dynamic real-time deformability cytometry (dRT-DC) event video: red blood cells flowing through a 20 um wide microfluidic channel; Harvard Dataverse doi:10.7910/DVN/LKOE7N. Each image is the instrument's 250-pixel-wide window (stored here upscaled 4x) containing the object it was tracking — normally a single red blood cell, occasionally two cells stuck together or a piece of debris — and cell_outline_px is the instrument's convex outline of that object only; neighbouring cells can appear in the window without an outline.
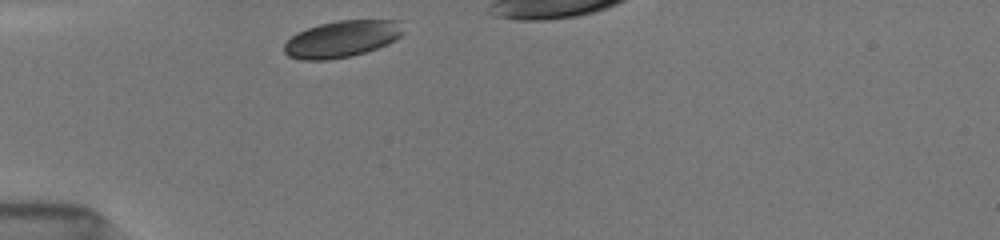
{"species": "common noctule bat (a hibernating species)", "species_latin": "Nyctalus noctula", "temperature_condition": "room temperature", "stored_images_in_passage": 9, "camera_frame_rate_fps": 3000, "um_per_image_px": 0.085, "animal": {"sex": "female", "body_mass_g": 19.5, "forearm_length_mm": 54.1}, "frame": {"image": 1, "passage_image": 1, "time_ms": 0.0, "image_size_px": [1000, 240], "cell_outline_px": [[404, 32], [396, 40], [388, 44], [352, 56], [328, 60], [300, 60], [288, 56], [284, 52], [284, 44], [296, 32], [320, 24], [336, 20], [400, 20]], "centroid_in_image_um": [29.06, 3.31], "position_along_channel_um": 55.9, "area_um2": 25.61}}
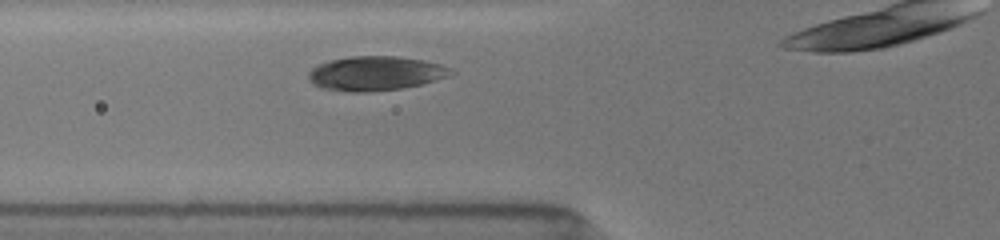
{"frame": {"image": 2, "passage_image": 7, "time_ms": 1.333, "image_size_px": [1000, 240], "cell_outline_px": [[456, 72], [448, 76], [420, 84], [404, 88], [372, 92], [348, 92], [320, 88], [312, 84], [308, 80], [308, 72], [312, 68], [320, 64], [332, 60], [352, 56], [396, 56], [420, 60], [440, 64]], "centroid_in_image_um": [31.87, 6.25], "position_along_channel_um": 93.9, "area_um2": 28.44}}